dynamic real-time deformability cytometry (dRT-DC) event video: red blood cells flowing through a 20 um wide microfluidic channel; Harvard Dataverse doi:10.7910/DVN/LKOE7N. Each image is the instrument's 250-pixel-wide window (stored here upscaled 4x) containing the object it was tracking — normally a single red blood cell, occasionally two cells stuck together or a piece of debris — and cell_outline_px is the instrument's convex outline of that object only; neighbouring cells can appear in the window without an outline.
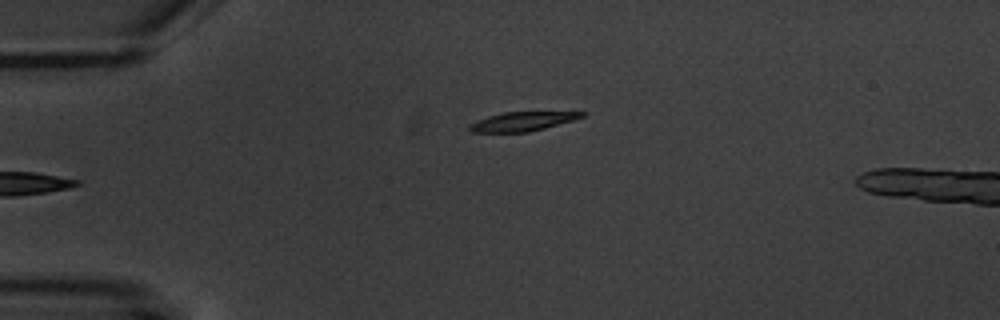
{"species": "common noctule bat (a hibernating species)", "species_latin": "Nyctalus noctula", "temperature_condition": "warm", "stored_images_in_passage": 6, "camera_frame_rate_fps": 3000, "um_per_image_px": 0.085, "animal": {"sex": "male", "body_mass_g": 20.1, "forearm_length_mm": 53.5}, "frame": {"image": 1, "passage_image": 6, "time_ms": 5.667, "image_size_px": [1000, 320], "cell_outline_px": [[588, 112], [584, 116], [572, 120], [544, 128], [528, 132], [472, 132], [468, 128], [468, 124], [476, 120], [488, 116], [504, 112]], "centroid_in_image_um": [44.35, 10.32], "position_along_channel_um": 40.7, "area_um2": 12.37}}